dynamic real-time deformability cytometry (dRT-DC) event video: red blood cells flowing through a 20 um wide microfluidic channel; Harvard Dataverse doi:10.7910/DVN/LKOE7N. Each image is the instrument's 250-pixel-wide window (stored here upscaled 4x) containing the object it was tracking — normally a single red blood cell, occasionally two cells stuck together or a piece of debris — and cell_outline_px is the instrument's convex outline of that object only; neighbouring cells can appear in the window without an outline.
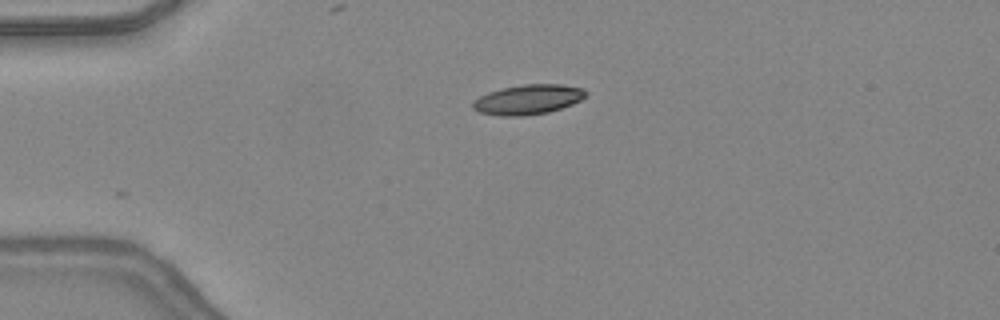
{"species": "common noctule bat (a hibernating species)", "species_latin": "Nyctalus noctula", "temperature_condition": "warm", "stored_images_in_passage": 22, "camera_frame_rate_fps": 3000, "um_per_image_px": 0.085, "animal": {"sex": "female", "body_mass_g": 24.6, "forearm_length_mm": 56.2}, "frame": {"image": 1, "passage_image": 1, "time_ms": 0.0, "image_size_px": [1000, 320], "cell_outline_px": [[588, 92], [580, 100], [572, 104], [548, 112], [524, 116], [500, 116], [480, 112], [472, 108], [472, 100], [488, 92], [500, 88], [524, 84], [560, 84], [584, 88]], "centroid_in_image_um": [44.86, 8.45], "position_along_channel_um": 40.1, "area_um2": 19.71}}
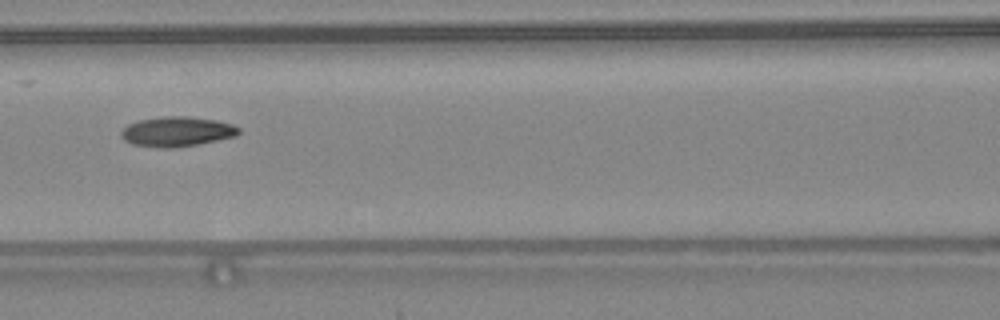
{"frame": {"image": 2, "passage_image": 11, "time_ms": 3.333, "image_size_px": [1000, 320], "cell_outline_px": [[240, 132], [236, 136], [196, 144], [172, 148], [160, 148], [132, 144], [124, 140], [120, 136], [120, 132], [128, 124], [140, 120], [164, 116], [184, 116], [216, 120], [232, 124], [240, 128]], "centroid_in_image_um": [15.02, 11.18], "position_along_channel_um": 151.6, "area_um2": 20.35}}
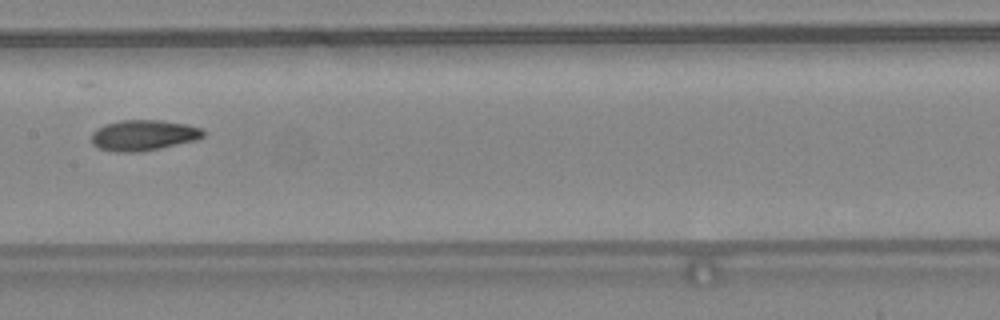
{"frame": {"image": 3, "passage_image": 14, "time_ms": 4.333, "image_size_px": [1000, 320], "cell_outline_px": [[204, 136], [196, 140], [160, 148], [140, 152], [116, 152], [100, 148], [92, 144], [92, 132], [96, 128], [104, 124], [120, 120], [160, 120], [188, 124], [200, 128], [204, 132]], "centroid_in_image_um": [12.18, 11.49], "position_along_channel_um": 195.2, "area_um2": 20.06}}